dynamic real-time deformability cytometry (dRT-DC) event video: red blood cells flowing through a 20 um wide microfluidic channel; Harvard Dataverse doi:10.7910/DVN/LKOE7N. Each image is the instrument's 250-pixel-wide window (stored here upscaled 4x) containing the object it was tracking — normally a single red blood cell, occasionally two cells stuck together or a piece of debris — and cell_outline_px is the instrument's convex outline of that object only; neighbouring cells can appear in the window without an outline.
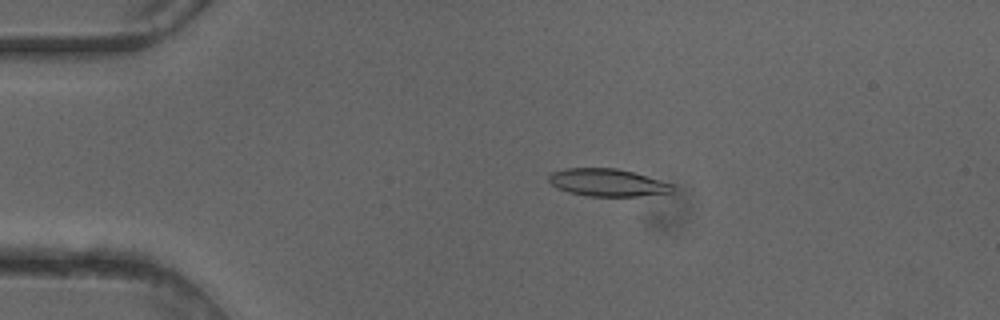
{"species": "common noctule bat (a hibernating species)", "species_latin": "Nyctalus noctula", "temperature_condition": "cold", "stored_images_in_passage": 22, "camera_frame_rate_fps": 3000, "um_per_image_px": 0.085, "animal": {"sex": "female"}, "frame": {"image": 1, "passage_image": 10, "time_ms": 3.0, "image_size_px": [1000, 320], "cell_outline_px": [[672, 192], [640, 196], [588, 196], [568, 192], [556, 188], [548, 180], [548, 176], [552, 172], [564, 168], [616, 168], [632, 172], [672, 184]], "centroid_in_image_um": [51.57, 15.52], "position_along_channel_um": 33.4, "area_um2": 19.65}}
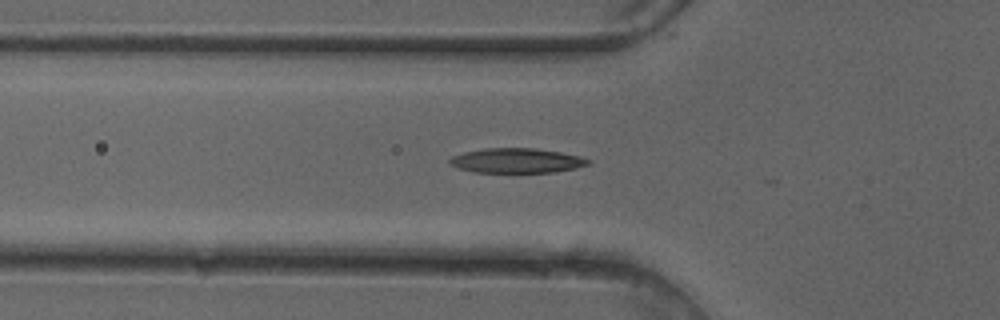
{"frame": {"image": 2, "passage_image": 17, "time_ms": 5.333, "image_size_px": [1000, 320], "cell_outline_px": [[592, 164], [576, 168], [556, 172], [472, 172], [448, 164], [448, 160], [452, 156], [464, 152], [484, 148], [536, 148], [560, 152], [580, 156], [592, 160]], "centroid_in_image_um": [43.94, 13.65], "position_along_channel_um": 81.9, "area_um2": 20.11}}
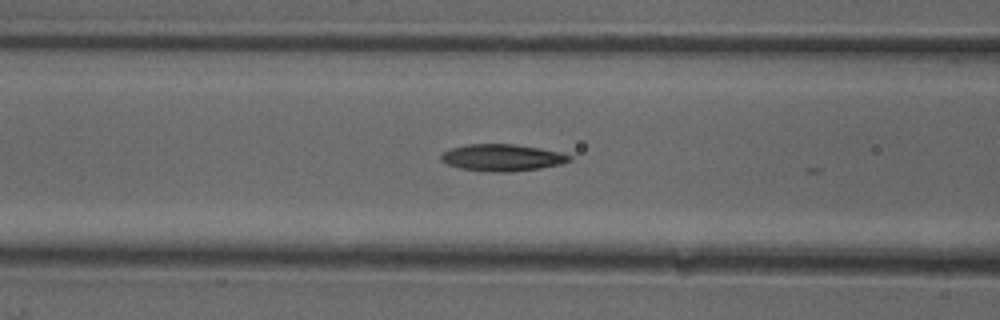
{"frame": {"image": 3, "passage_image": 20, "time_ms": 6.333, "image_size_px": [1000, 320], "cell_outline_px": [[572, 160], [560, 164], [540, 168], [508, 172], [492, 172], [460, 168], [448, 164], [440, 160], [440, 156], [444, 152], [452, 148], [464, 144], [516, 144], [540, 148], [560, 152], [572, 156]], "centroid_in_image_um": [42.69, 13.39], "position_along_channel_um": 123.9, "area_um2": 20.06}}